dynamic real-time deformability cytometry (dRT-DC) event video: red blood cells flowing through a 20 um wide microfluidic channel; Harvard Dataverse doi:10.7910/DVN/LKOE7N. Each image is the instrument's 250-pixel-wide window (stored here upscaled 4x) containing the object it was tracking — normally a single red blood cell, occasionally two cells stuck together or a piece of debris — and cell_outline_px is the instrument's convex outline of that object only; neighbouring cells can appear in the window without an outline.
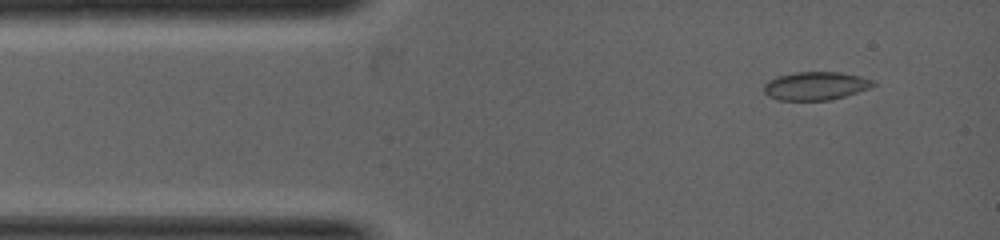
{"species": "common noctule bat (a hibernating species)", "species_latin": "Nyctalus noctula", "temperature_condition": "warm", "stored_images_in_passage": 10, "camera_frame_rate_fps": 5000, "um_per_image_px": 0.085, "animal": {"sex": "female", "body_mass_g": 19.0, "forearm_length_mm": 53.3}, "frame": {"image": 1, "passage_image": 1, "time_ms": 0.0, "image_size_px": [1000, 240], "cell_outline_px": [[876, 84], [872, 88], [844, 96], [828, 100], [776, 100], [768, 96], [764, 92], [764, 84], [768, 80], [776, 76], [796, 72], [840, 72], [860, 76], [876, 80]], "centroid_in_image_um": [69.34, 7.29], "position_along_channel_um": 15.7, "area_um2": 18.21}}
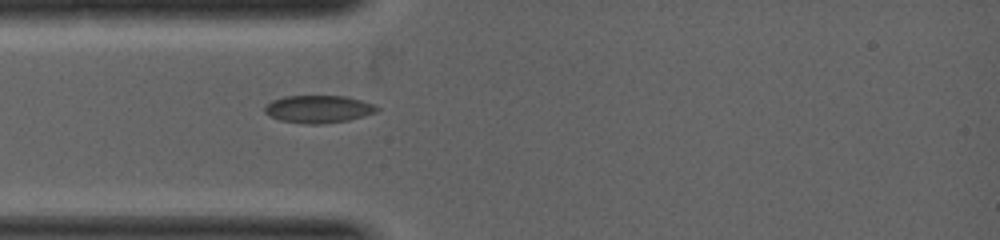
{"frame": {"image": 2, "passage_image": 8, "time_ms": 1.2, "image_size_px": [1000, 240], "cell_outline_px": [[380, 108], [376, 112], [364, 116], [348, 120], [316, 124], [308, 124], [280, 120], [268, 116], [264, 112], [264, 108], [272, 100], [284, 96], [344, 96], [376, 104]], "centroid_in_image_um": [27.07, 9.27], "position_along_channel_um": 57.9, "area_um2": 17.98}}